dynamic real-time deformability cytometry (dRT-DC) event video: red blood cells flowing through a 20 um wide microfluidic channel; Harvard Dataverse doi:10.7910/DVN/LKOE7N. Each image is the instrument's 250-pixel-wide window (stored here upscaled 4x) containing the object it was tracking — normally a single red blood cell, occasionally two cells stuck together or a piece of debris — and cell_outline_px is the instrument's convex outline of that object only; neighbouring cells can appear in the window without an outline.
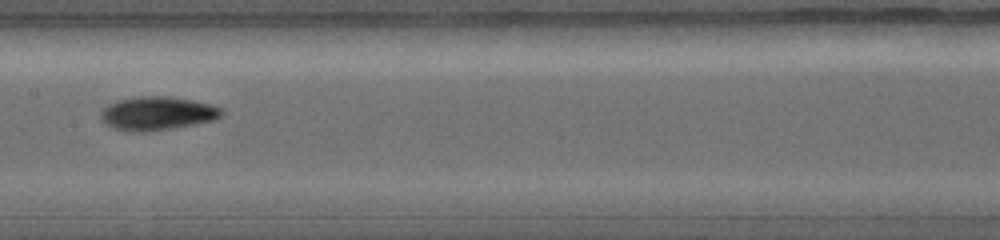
{"species": "common noctule bat (a hibernating species)", "species_latin": "Nyctalus noctula", "temperature_condition": "warm", "stored_images_in_passage": 10, "camera_frame_rate_fps": 5000, "um_per_image_px": 0.085, "animal": {"sex": "female", "body_mass_g": 19.0, "forearm_length_mm": 56.7}, "frame": {"image": 1, "passage_image": 6, "time_ms": 2.0, "image_size_px": [1000, 240], "cell_outline_px": [[224, 112], [220, 116], [212, 120], [192, 124], [144, 132], [132, 132], [116, 128], [108, 124], [100, 116], [100, 112], [108, 104], [120, 100], [140, 96], [168, 96], [192, 100], [208, 104], [220, 108]], "centroid_in_image_um": [13.35, 9.62], "position_along_channel_um": 194.1, "area_um2": 23.0}}
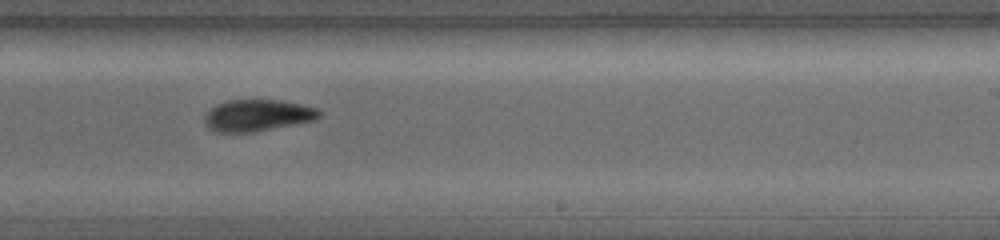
{"frame": {"image": 2, "passage_image": 9, "time_ms": 3.2, "image_size_px": [1000, 240], "cell_outline_px": [[320, 116], [312, 120], [256, 132], [212, 132], [208, 128], [204, 120], [204, 116], [216, 104], [228, 100], [280, 100], [300, 104], [316, 108], [320, 112]], "centroid_in_image_um": [21.83, 9.81], "position_along_channel_um": 267.2, "area_um2": 20.98}}